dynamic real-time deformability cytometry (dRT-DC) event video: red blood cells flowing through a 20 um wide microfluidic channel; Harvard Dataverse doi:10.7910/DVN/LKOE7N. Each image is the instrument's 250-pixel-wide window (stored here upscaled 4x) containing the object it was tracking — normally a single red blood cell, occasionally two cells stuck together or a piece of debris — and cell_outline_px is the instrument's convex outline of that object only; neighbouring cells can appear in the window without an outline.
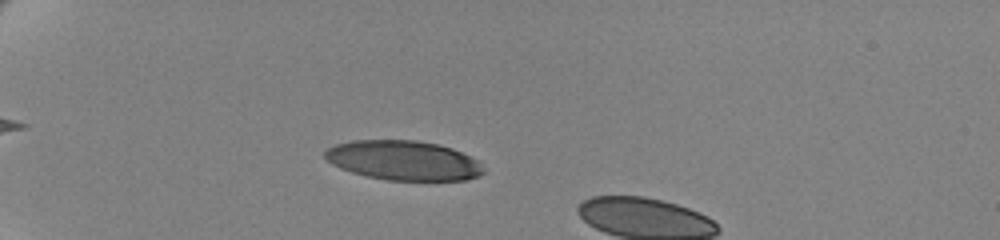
{"species": "human", "species_latin": "Homo sapiens", "temperature_condition": "cold", "stored_images_in_passage": 28, "camera_frame_rate_fps": 3000, "um_per_image_px": 0.085, "donor": {"sex": "female"}, "frame": {"image": 1, "passage_image": 20, "time_ms": 6.333, "image_size_px": [1000, 240], "cell_outline_px": [[484, 172], [480, 176], [464, 180], [388, 180], [368, 176], [352, 172], [340, 168], [332, 164], [324, 156], [324, 152], [328, 148], [336, 144], [352, 140], [416, 140], [436, 144], [452, 148], [476, 160]], "centroid_in_image_um": [34.26, 13.63], "position_along_channel_um": 50.7, "area_um2": 36.24}}